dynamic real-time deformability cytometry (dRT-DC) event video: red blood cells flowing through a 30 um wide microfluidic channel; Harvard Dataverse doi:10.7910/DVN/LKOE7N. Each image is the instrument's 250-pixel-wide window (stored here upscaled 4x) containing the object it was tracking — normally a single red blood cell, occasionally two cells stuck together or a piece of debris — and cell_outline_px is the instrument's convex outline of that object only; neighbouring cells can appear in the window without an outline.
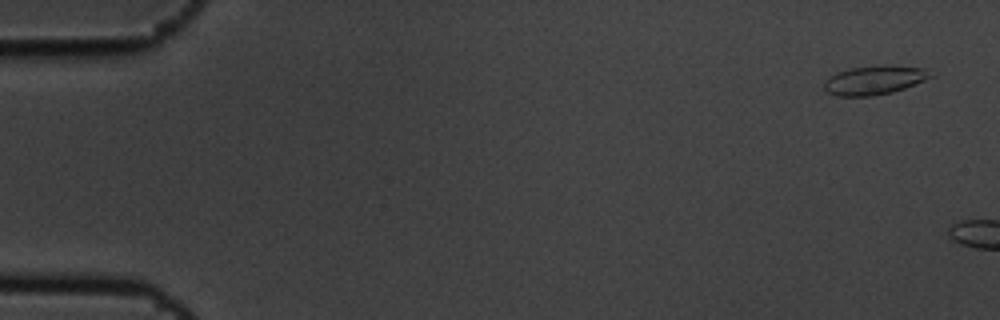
{"species": "common noctule bat (a hibernating species)", "species_latin": "Nyctalus noctula", "temperature_condition": "cold", "stored_images_in_passage": 2, "camera_frame_rate_fps": 3000, "um_per_image_px": 0.085, "animal": {"sex": "male", "body_mass_g": 19.5, "forearm_length_mm": 54.6}, "frame": {"image": 1, "passage_image": 1, "time_ms": 0.0, "image_size_px": [1000, 320], "cell_outline_px": [[936, 76], [916, 84], [892, 92], [872, 96], [836, 96], [828, 92], [824, 88], [824, 84], [836, 72], [852, 68], [880, 64], [884, 64], [924, 68]], "centroid_in_image_um": [74.38, 6.8], "position_along_channel_um": 10.6, "area_um2": 18.03}}